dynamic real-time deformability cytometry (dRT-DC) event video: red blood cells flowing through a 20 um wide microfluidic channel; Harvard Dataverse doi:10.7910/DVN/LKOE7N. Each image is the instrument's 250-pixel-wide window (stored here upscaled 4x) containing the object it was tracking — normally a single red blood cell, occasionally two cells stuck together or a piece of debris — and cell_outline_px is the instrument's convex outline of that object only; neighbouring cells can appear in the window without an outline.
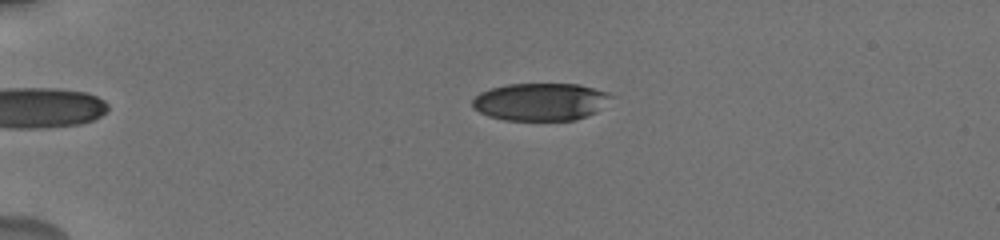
{"species": "human", "species_latin": "Homo sapiens", "temperature_condition": "cold", "stored_images_in_passage": 3, "camera_frame_rate_fps": 3000, "um_per_image_px": 0.085, "donor": {"sex": "male"}, "frame": {"image": 1, "passage_image": 3, "time_ms": 2.667, "image_size_px": [1000, 240], "cell_outline_px": [[616, 96], [596, 112], [588, 116], [576, 120], [504, 120], [488, 116], [472, 108], [472, 100], [480, 92], [492, 88], [508, 84], [580, 84], [608, 92]], "centroid_in_image_um": [45.98, 8.65], "position_along_channel_um": 39.0, "area_um2": 30.63}}